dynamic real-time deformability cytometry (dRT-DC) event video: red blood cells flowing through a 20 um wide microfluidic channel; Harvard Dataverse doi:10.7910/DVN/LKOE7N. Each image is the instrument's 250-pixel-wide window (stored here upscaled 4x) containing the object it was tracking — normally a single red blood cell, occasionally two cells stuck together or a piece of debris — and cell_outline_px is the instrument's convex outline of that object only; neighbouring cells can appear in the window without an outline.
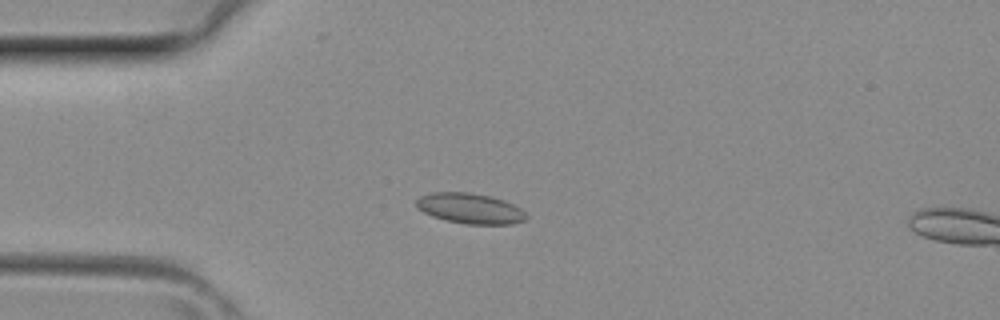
{"species": "common noctule bat (a hibernating species)", "species_latin": "Nyctalus noctula", "temperature_condition": "room temperature", "stored_images_in_passage": 5, "camera_frame_rate_fps": 3000, "um_per_image_px": 0.085, "animal": {"sex": "female", "body_mass_g": 29.2, "forearm_length_mm": 56.3}, "frame": {"image": 1, "passage_image": 3, "time_ms": 0.667, "image_size_px": [1000, 320], "cell_outline_px": [[528, 216], [524, 220], [512, 224], [464, 224], [444, 220], [432, 216], [424, 212], [416, 204], [416, 200], [420, 196], [432, 192], [468, 192], [492, 196], [504, 200], [520, 208]], "centroid_in_image_um": [39.96, 17.71], "position_along_channel_um": 45.0, "area_um2": 19.48}}